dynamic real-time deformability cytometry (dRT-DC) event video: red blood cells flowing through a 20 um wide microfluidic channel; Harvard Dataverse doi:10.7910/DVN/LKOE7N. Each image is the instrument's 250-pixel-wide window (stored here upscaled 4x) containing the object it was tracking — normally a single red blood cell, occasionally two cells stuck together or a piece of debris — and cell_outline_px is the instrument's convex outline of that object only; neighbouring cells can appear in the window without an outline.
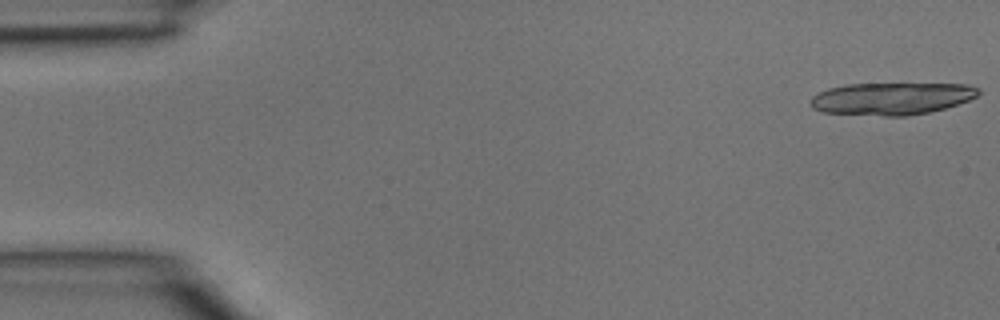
{"species": "common noctule bat (a hibernating species)", "species_latin": "Nyctalus noctula", "temperature_condition": "room temperature", "stored_images_in_passage": 2, "camera_frame_rate_fps": 3000, "um_per_image_px": 0.085, "animal": {"sex": "male", "body_mass_g": 15.6}, "frame": {"image": 1, "passage_image": 1, "time_ms": 0.0, "image_size_px": [1000, 320], "cell_outline_px": [[980, 92], [976, 96], [968, 100], [944, 108], [928, 112], [904, 116], [884, 116], [824, 112], [812, 108], [808, 104], [808, 100], [812, 96], [828, 88], [848, 84], [968, 84], [980, 88]], "centroid_in_image_um": [75.74, 8.38], "position_along_channel_um": 9.3, "area_um2": 31.5}}